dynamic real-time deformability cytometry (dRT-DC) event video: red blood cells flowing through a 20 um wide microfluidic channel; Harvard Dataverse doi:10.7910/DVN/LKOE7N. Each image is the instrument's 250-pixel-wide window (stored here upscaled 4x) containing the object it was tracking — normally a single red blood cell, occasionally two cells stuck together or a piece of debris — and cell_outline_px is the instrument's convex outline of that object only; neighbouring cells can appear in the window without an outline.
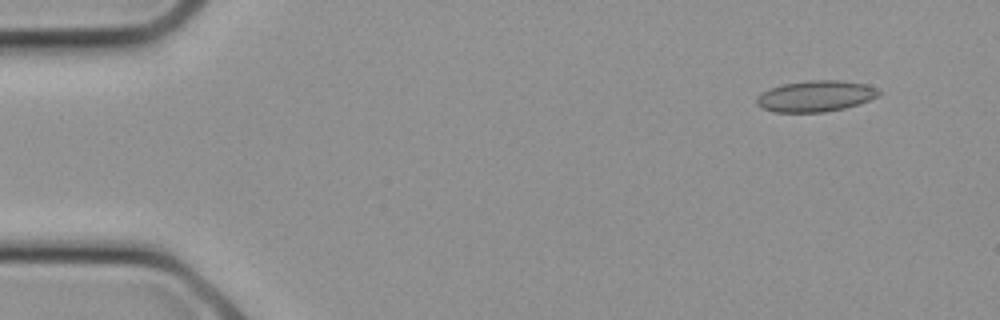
{"species": "common noctule bat (a hibernating species)", "species_latin": "Nyctalus noctula", "temperature_condition": "cold", "stored_images_in_passage": 8, "camera_frame_rate_fps": 3000, "um_per_image_px": 0.085, "animal": {"sex": "female", "body_mass_g": 21.9}, "frame": {"image": 1, "passage_image": 1, "time_ms": 0.0, "image_size_px": [1000, 320], "cell_outline_px": [[880, 96], [844, 108], [824, 112], [776, 112], [760, 108], [756, 104], [756, 96], [772, 88], [784, 84], [808, 80], [840, 80], [864, 84], [876, 88], [880, 92]], "centroid_in_image_um": [69.3, 8.17], "position_along_channel_um": 15.7, "area_um2": 21.96}}
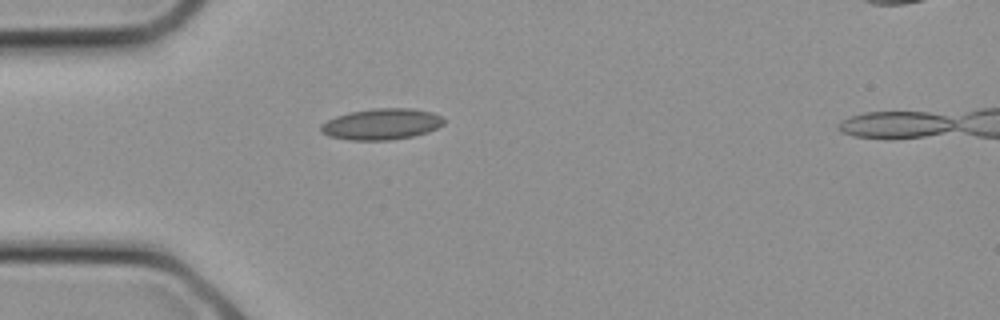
{"frame": {"image": 2, "passage_image": 6, "time_ms": 1.667, "image_size_px": [1000, 320], "cell_outline_px": [[448, 120], [444, 124], [428, 132], [412, 136], [388, 140], [348, 140], [328, 136], [320, 132], [320, 124], [336, 116], [352, 112], [372, 108], [412, 108], [432, 112]], "centroid_in_image_um": [32.44, 10.55], "position_along_channel_um": 52.6, "area_um2": 22.43}}
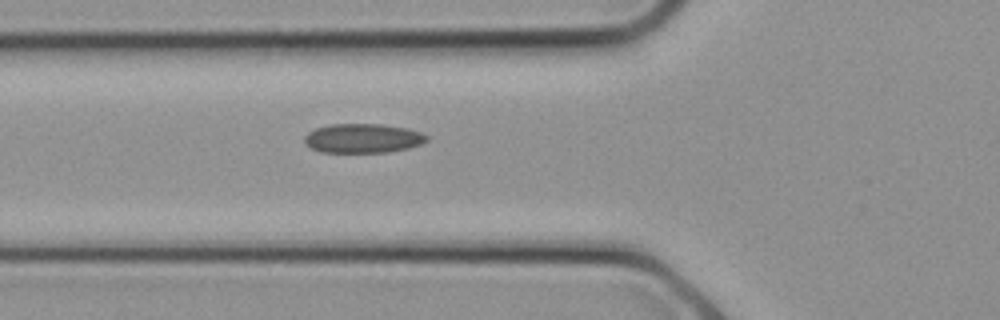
{"frame": {"image": 3, "passage_image": 8, "time_ms": 2.333, "image_size_px": [1000, 320], "cell_outline_px": [[428, 140], [420, 144], [408, 148], [388, 152], [320, 152], [308, 148], [304, 144], [304, 136], [308, 132], [316, 128], [332, 124], [380, 124], [404, 128], [420, 132], [428, 136]], "centroid_in_image_um": [30.79, 11.76], "position_along_channel_um": 95.0, "area_um2": 20.87}}